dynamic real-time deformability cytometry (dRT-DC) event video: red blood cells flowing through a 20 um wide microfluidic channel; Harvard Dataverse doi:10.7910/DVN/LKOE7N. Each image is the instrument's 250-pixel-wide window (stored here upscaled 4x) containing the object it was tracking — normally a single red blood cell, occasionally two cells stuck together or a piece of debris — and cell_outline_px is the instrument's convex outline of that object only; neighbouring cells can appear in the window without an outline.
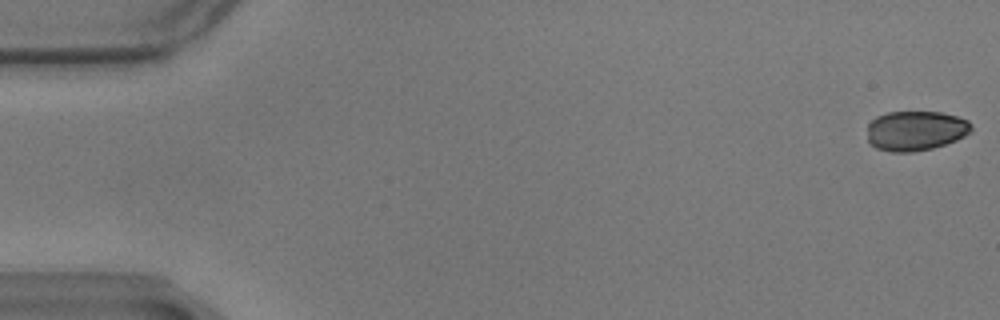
{"species": "common noctule bat (a hibernating species)", "species_latin": "Nyctalus noctula", "temperature_condition": "warm", "stored_images_in_passage": 10, "camera_frame_rate_fps": 3000, "um_per_image_px": 0.085, "animal": {"sex": "male", "body_mass_g": 17.9}, "frame": {"image": 1, "passage_image": 1, "time_ms": 0.0, "image_size_px": [1000, 320], "cell_outline_px": [[972, 128], [964, 136], [956, 140], [932, 148], [912, 152], [892, 152], [876, 148], [868, 140], [868, 124], [876, 116], [888, 112], [940, 112], [956, 116], [968, 120], [972, 124]], "centroid_in_image_um": [77.82, 11.1], "position_along_channel_um": 7.2, "area_um2": 24.04}}